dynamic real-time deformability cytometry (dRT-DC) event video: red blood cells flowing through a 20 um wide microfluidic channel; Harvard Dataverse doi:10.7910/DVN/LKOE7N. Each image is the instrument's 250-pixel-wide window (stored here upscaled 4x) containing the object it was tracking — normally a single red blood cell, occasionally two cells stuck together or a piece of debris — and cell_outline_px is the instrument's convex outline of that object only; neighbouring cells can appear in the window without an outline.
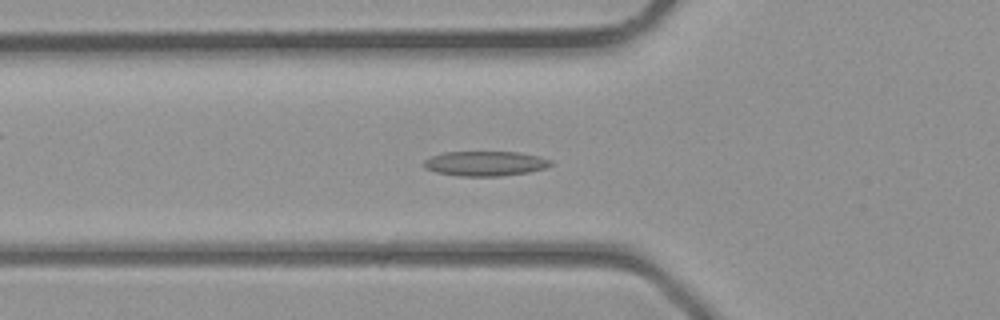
{"species": "common noctule bat (a hibernating species)", "species_latin": "Nyctalus noctula", "temperature_condition": "room temperature", "stored_images_in_passage": 34, "camera_frame_rate_fps": 3000, "um_per_image_px": 0.085, "animal": {"sex": "male", "body_mass_g": 23.1, "forearm_length_mm": 52.7}, "frame": {"image": 1, "passage_image": 13, "time_ms": 4.0, "image_size_px": [1000, 320], "cell_outline_px": [[552, 164], [544, 168], [528, 172], [500, 176], [460, 176], [436, 172], [424, 168], [424, 160], [432, 156], [444, 152], [520, 152], [540, 156], [552, 160]], "centroid_in_image_um": [41.25, 13.89], "position_along_channel_um": 84.5, "area_um2": 18.32}}
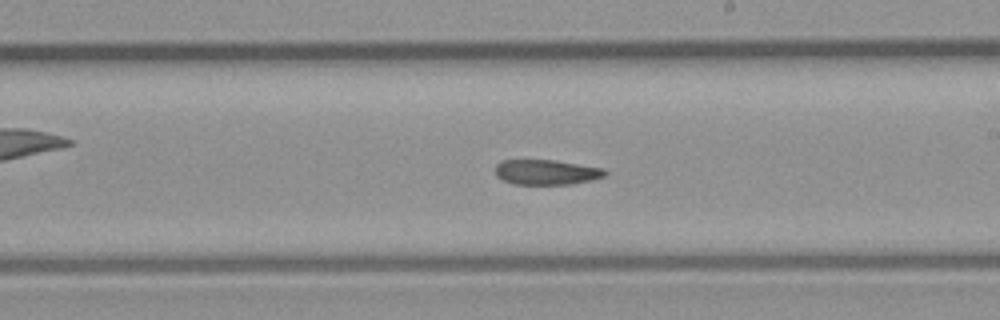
{"frame": {"image": 2, "passage_image": 22, "time_ms": 7.0, "image_size_px": [1000, 320], "cell_outline_px": [[608, 172], [604, 176], [592, 180], [572, 184], [512, 184], [496, 176], [496, 164], [500, 160], [556, 160], [604, 168]], "centroid_in_image_um": [46.45, 14.63], "position_along_channel_um": 242.5, "area_um2": 16.13}}
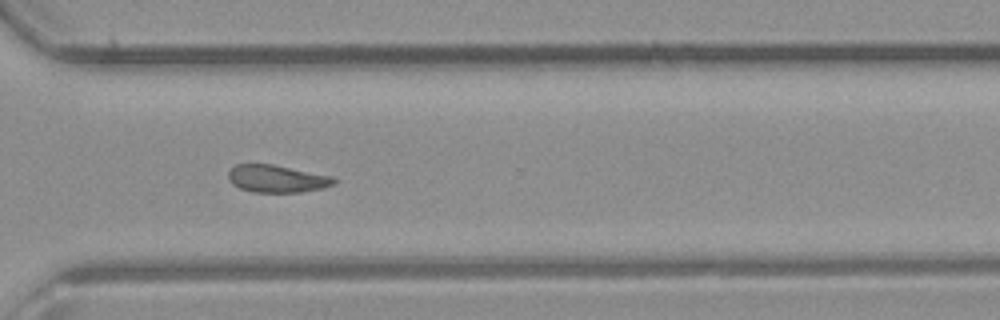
{"frame": {"image": 3, "passage_image": 28, "time_ms": 9.0, "image_size_px": [1000, 320], "cell_outline_px": [[336, 184], [324, 188], [300, 192], [252, 192], [240, 188], [232, 184], [228, 176], [228, 172], [236, 164], [272, 164], [332, 176], [336, 180]], "centroid_in_image_um": [23.55, 15.19], "position_along_channel_um": 347.1, "area_um2": 16.88}}